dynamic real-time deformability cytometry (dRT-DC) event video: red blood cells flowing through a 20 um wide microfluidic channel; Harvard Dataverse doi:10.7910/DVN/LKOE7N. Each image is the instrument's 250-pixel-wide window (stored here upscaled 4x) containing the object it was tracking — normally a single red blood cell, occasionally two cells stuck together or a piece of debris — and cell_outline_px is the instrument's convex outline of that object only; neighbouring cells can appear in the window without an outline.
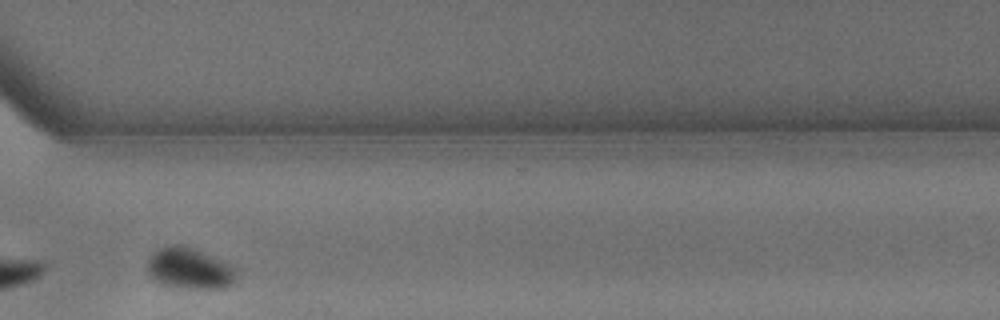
{"species": "common noctule bat (a hibernating species)", "species_latin": "Nyctalus noctula", "temperature_condition": "warm", "stored_images_in_passage": 15, "camera_frame_rate_fps": 3000, "um_per_image_px": 0.085, "animal": {"sex": "male", "body_mass_g": 13.3}, "frame": {"image": 1, "passage_image": 15, "time_ms": 4.667, "image_size_px": [1000, 320], "cell_outline_px": [[236, 276], [224, 288], [188, 288], [168, 284], [152, 276], [148, 272], [148, 260], [160, 248], [176, 244], [192, 248], [220, 260], [228, 264], [236, 272]], "centroid_in_image_um": [16.11, 22.81], "position_along_channel_um": 354.5, "area_um2": 20.06}}